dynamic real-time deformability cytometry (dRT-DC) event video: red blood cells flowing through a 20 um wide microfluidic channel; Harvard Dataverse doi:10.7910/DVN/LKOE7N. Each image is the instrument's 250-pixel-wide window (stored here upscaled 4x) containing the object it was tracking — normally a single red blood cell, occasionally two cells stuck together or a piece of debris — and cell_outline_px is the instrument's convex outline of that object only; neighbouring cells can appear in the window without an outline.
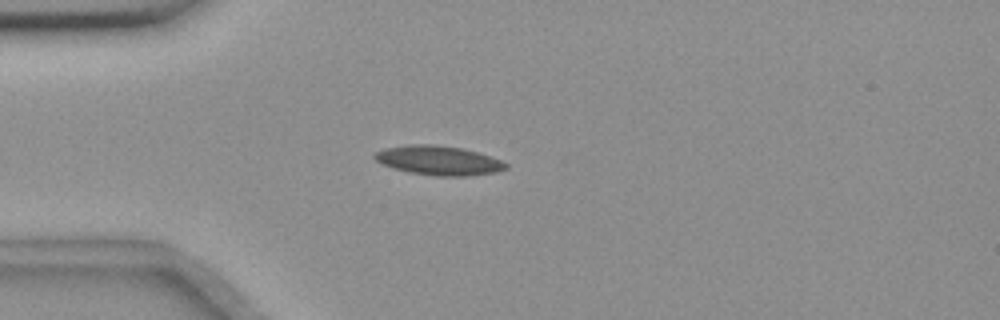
{"species": "common noctule bat (a hibernating species)", "species_latin": "Nyctalus noctula", "temperature_condition": "room temperature", "stored_images_in_passage": 42, "camera_frame_rate_fps": 3000, "um_per_image_px": 0.085, "animal": {"sex": "female", "body_mass_g": 18.4}, "frame": {"image": 1, "passage_image": 1, "time_ms": 0.0, "image_size_px": [1000, 320], "cell_outline_px": [[508, 168], [492, 172], [464, 176], [436, 176], [408, 172], [384, 164], [376, 160], [372, 156], [376, 152], [384, 148], [408, 144], [432, 144], [460, 148], [476, 152], [500, 160], [508, 164]], "centroid_in_image_um": [37.24, 13.63], "position_along_channel_um": 47.8, "area_um2": 22.02}}
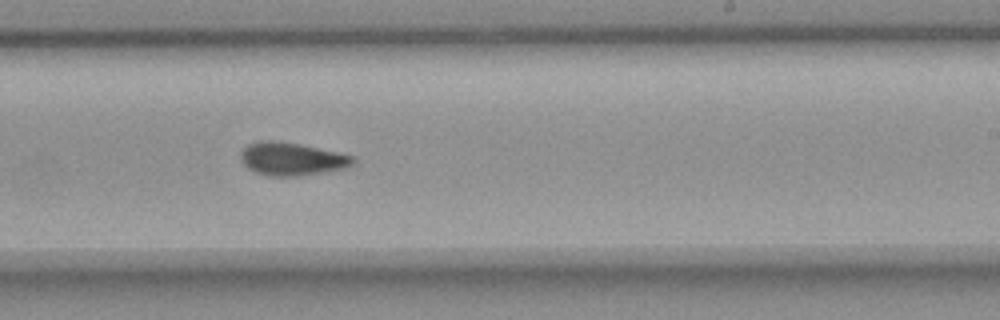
{"frame": {"image": 2, "passage_image": 20, "time_ms": 6.333, "image_size_px": [1000, 320], "cell_outline_px": [[356, 160], [352, 164], [344, 168], [324, 172], [296, 176], [268, 176], [256, 172], [248, 168], [240, 160], [240, 152], [248, 144], [260, 140], [272, 140], [300, 144], [340, 152], [356, 156]], "centroid_in_image_um": [24.81, 13.5], "position_along_channel_um": 264.2, "area_um2": 21.73}}
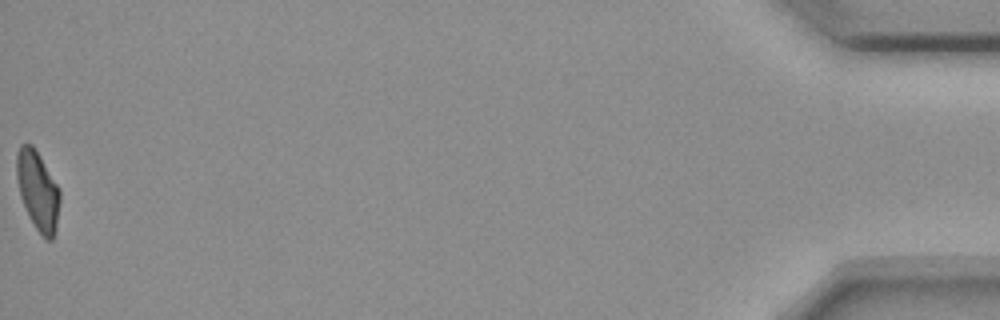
{"frame": {"image": 3, "passage_image": 42, "time_ms": 13.667, "image_size_px": [1000, 320], "cell_outline_px": [[60, 200], [56, 228], [52, 240], [44, 240], [28, 216], [20, 196], [16, 176], [16, 156], [20, 144], [32, 144], [40, 156], [60, 188]], "centroid_in_image_um": [3.21, 16.21], "position_along_channel_um": 432.0, "area_um2": 20.11}, "authors_computed_cell_mechanics": {"area_um2": 20.8658, "velocity_mm_per_s": 3.6527, "shape_relaxation_time_tau1_ms": 9.9633, "shape_relaxation_time_tau2_ms": 5.0184, "deformation_change_tau1": 0.1938, "deformation_change_tau2": 0.0923}}